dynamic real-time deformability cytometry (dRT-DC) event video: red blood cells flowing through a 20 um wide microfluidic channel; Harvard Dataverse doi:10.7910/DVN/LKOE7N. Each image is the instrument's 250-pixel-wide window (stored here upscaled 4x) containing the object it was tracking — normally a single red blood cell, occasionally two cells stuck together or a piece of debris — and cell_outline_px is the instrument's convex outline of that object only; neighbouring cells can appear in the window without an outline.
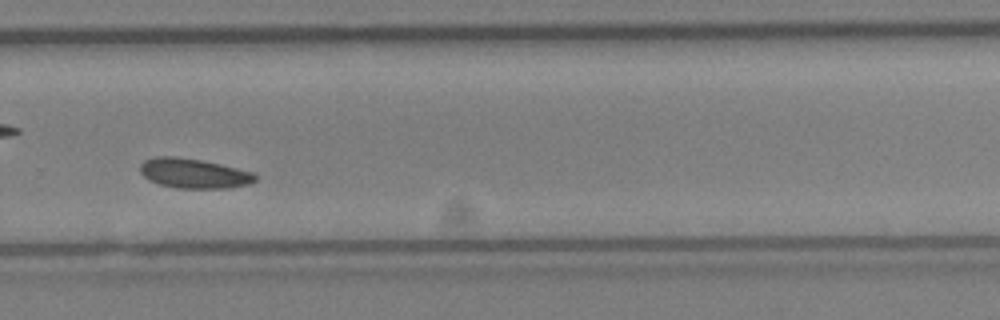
{"species": "Egyptian fruit bat (a non-hibernating species)", "species_latin": "Rousettus aegyptiacus", "temperature_condition": "cold", "stored_images_in_passage": 28, "camera_frame_rate_fps": 3000, "um_per_image_px": 0.085, "animal": {"sex": "female"}, "frame": {"image": 1, "passage_image": 24, "time_ms": 7.667, "image_size_px": [1000, 320], "cell_outline_px": [[256, 180], [248, 184], [228, 188], [176, 188], [160, 184], [148, 180], [140, 172], [140, 164], [144, 160], [156, 156], [176, 156], [200, 160], [220, 164], [252, 172], [256, 176]], "centroid_in_image_um": [16.43, 14.73], "position_along_channel_um": 313.4, "area_um2": 19.88}}